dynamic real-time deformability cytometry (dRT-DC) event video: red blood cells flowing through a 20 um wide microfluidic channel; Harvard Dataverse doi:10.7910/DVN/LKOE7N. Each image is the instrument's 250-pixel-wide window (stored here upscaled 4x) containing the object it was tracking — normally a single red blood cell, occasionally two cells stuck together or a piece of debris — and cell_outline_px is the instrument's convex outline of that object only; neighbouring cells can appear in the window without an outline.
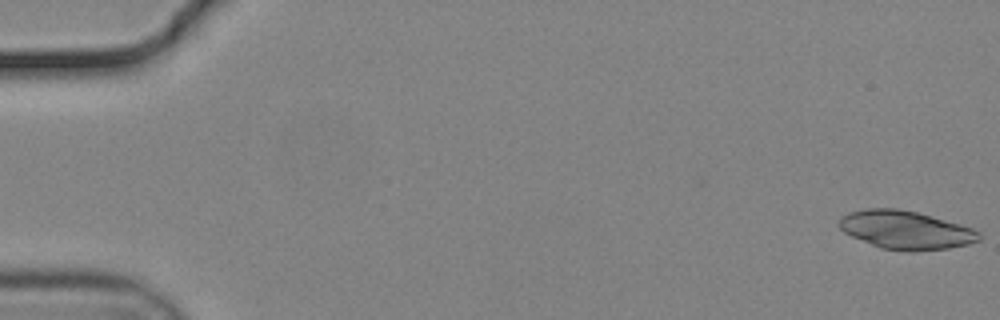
{"species": "common noctule bat (a hibernating species)", "species_latin": "Nyctalus noctula", "temperature_condition": "cold", "stored_images_in_passage": 12, "camera_frame_rate_fps": 3000, "um_per_image_px": 0.085, "animal": {"sex": "male", "body_mass_g": 19.2, "forearm_length_mm": 51.8}, "frame": {"image": 1, "passage_image": 1, "time_ms": 0.0, "image_size_px": [1000, 320], "cell_outline_px": [[980, 240], [968, 244], [948, 248], [912, 252], [908, 252], [880, 248], [852, 236], [844, 232], [836, 224], [840, 216], [848, 212], [864, 208], [896, 208], [916, 212], [960, 224], [972, 228], [980, 232]], "centroid_in_image_um": [76.94, 19.55], "position_along_channel_um": 8.1, "area_um2": 31.44}}